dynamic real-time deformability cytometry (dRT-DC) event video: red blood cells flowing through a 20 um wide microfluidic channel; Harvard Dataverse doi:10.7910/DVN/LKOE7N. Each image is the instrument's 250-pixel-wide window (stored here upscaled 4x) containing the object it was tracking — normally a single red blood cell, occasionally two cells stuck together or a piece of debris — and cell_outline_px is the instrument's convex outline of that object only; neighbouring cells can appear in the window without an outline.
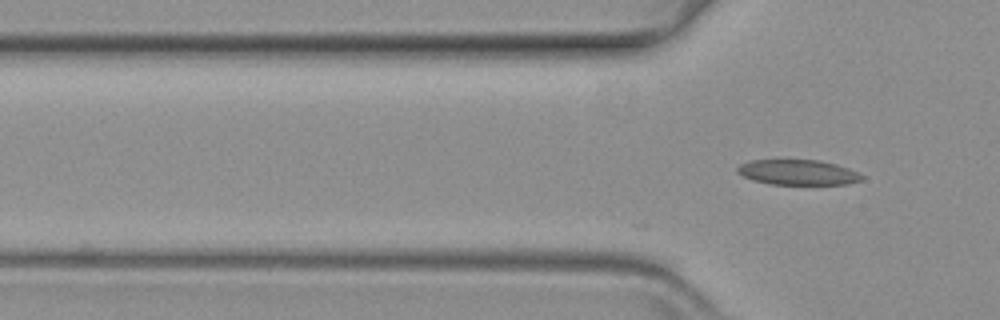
{"species": "common noctule bat (a hibernating species)", "species_latin": "Nyctalus noctula", "temperature_condition": "warm", "stored_images_in_passage": 17, "camera_frame_rate_fps": 3000, "um_per_image_px": 0.085, "animal": {"sex": "female", "body_mass_g": 19.3, "forearm_length_mm": 54.1}, "frame": {"image": 1, "passage_image": 17, "time_ms": 5.333, "image_size_px": [1000, 320], "cell_outline_px": [[864, 180], [848, 184], [768, 184], [752, 180], [736, 172], [736, 168], [740, 164], [748, 160], [820, 160], [836, 164], [848, 168], [864, 176]], "centroid_in_image_um": [67.81, 14.65], "position_along_channel_um": 58.0, "area_um2": 18.38}}